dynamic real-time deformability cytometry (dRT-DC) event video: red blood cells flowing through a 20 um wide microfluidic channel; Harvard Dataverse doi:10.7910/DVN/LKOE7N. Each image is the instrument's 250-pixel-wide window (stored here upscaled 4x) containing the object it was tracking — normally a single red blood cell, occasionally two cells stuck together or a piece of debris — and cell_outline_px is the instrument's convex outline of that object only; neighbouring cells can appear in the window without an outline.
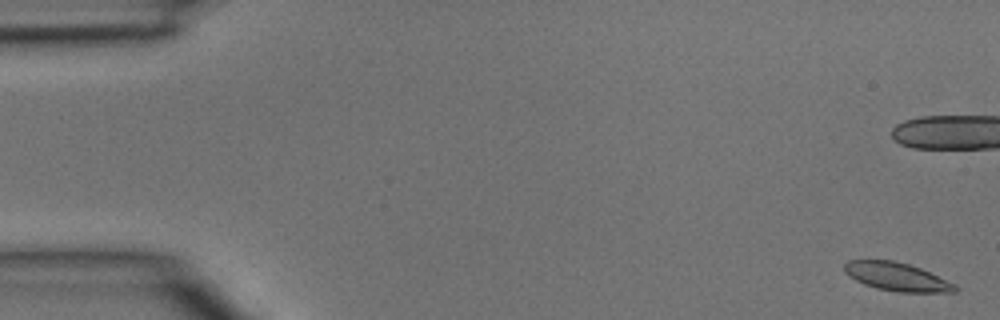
{"species": "common noctule bat (a hibernating species)", "species_latin": "Nyctalus noctula", "temperature_condition": "room temperature", "stored_images_in_passage": 5, "camera_frame_rate_fps": 3000, "um_per_image_px": 0.085, "animal": {"sex": "male", "body_mass_g": 15.6}, "frame": {"image": 1, "passage_image": 1, "time_ms": 0.0, "image_size_px": [1000, 320], "cell_outline_px": [[960, 288], [956, 292], [900, 292], [876, 288], [864, 284], [848, 276], [844, 272], [844, 264], [848, 260], [896, 260], [920, 268], [956, 284]], "centroid_in_image_um": [76.23, 23.52], "position_along_channel_um": 8.8, "area_um2": 18.32}}